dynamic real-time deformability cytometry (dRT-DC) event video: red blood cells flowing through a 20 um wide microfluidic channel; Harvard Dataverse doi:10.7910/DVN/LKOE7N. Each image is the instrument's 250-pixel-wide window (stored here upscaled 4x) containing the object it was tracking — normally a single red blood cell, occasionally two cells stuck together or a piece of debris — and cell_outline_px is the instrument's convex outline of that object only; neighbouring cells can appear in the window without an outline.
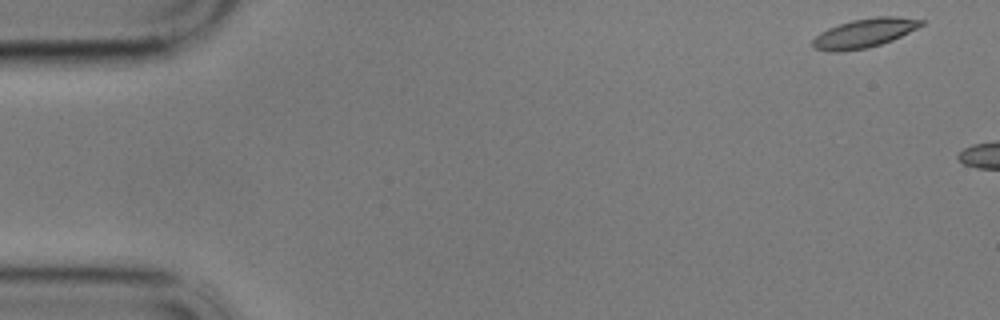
{"species": "common noctule bat (a hibernating species)", "species_latin": "Nyctalus noctula", "temperature_condition": "cold", "stored_images_in_passage": 5, "camera_frame_rate_fps": 3000, "um_per_image_px": 0.085, "animal": {"sex": "male", "body_mass_g": 17.9}, "frame": {"image": 1, "passage_image": 1, "time_ms": 0.0, "image_size_px": [1000, 320], "cell_outline_px": [[924, 24], [892, 40], [868, 48], [836, 52], [832, 52], [816, 48], [812, 44], [812, 40], [820, 32], [828, 28], [852, 20], [876, 16], [896, 16], [924, 20]], "centroid_in_image_um": [73.46, 2.8], "position_along_channel_um": 11.5, "area_um2": 18.15}}